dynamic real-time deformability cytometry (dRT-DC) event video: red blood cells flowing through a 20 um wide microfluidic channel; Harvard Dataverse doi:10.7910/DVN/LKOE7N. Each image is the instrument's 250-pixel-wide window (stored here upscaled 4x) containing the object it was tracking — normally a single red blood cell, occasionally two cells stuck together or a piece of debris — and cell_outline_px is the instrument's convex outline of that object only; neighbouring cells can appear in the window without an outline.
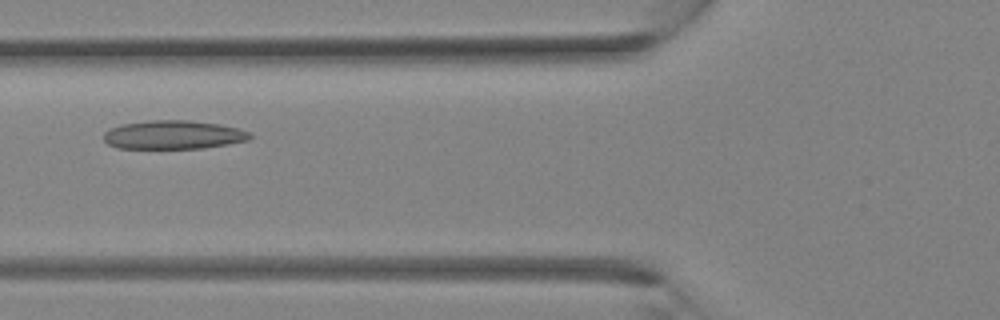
{"species": "Egyptian fruit bat (a non-hibernating species)", "species_latin": "Rousettus aegyptiacus", "temperature_condition": "room temperature", "stored_images_in_passage": 31, "camera_frame_rate_fps": 3000, "um_per_image_px": 0.085, "animal": {"sex": "female"}, "frame": {"image": 1, "passage_image": 10, "time_ms": 3.0, "image_size_px": [1000, 320], "cell_outline_px": [[252, 136], [248, 140], [228, 144], [204, 148], [116, 148], [108, 144], [104, 140], [104, 132], [108, 128], [120, 124], [152, 120], [188, 120], [220, 124], [236, 128], [248, 132]], "centroid_in_image_um": [14.69, 11.45], "position_along_channel_um": 111.1, "area_um2": 24.45}}
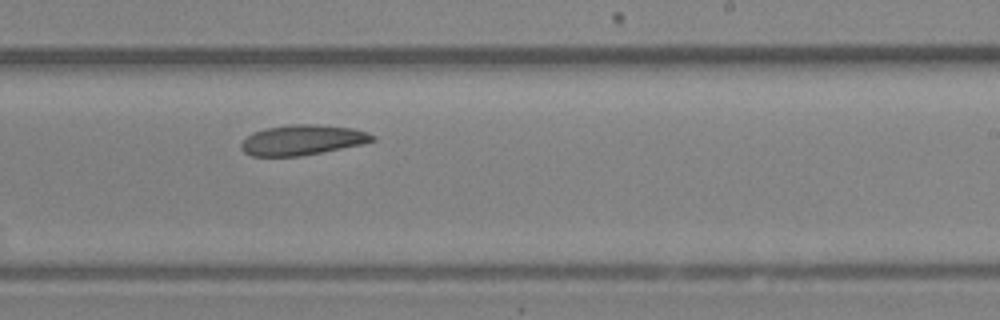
{"frame": {"image": 2, "passage_image": 18, "time_ms": 5.667, "image_size_px": [1000, 320], "cell_outline_px": [[376, 140], [364, 144], [300, 156], [252, 156], [244, 152], [240, 148], [240, 144], [252, 132], [264, 128], [288, 124], [316, 124], [352, 128], [368, 132], [376, 136]], "centroid_in_image_um": [25.71, 11.89], "position_along_channel_um": 263.3, "area_um2": 23.29}}
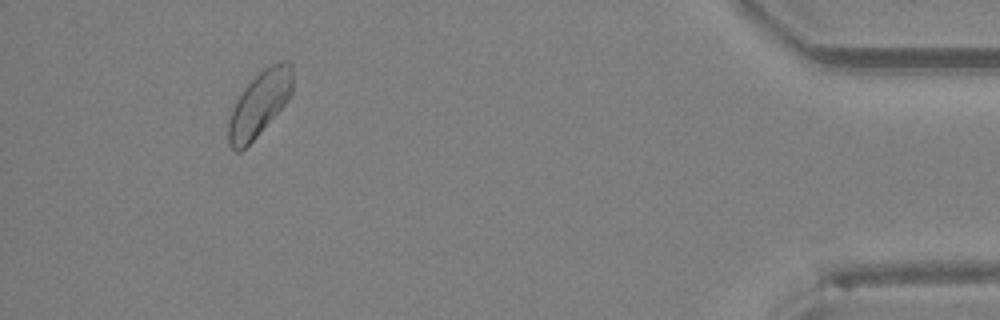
{"frame": {"image": 3, "passage_image": 29, "time_ms": 9.333, "image_size_px": [1000, 320], "cell_outline_px": [[292, 96], [256, 136], [240, 152], [236, 152], [228, 144], [228, 120], [232, 108], [244, 88], [264, 68], [280, 60], [288, 60], [292, 64]], "centroid_in_image_um": [22.06, 8.8], "position_along_channel_um": 413.1, "area_um2": 24.04}}